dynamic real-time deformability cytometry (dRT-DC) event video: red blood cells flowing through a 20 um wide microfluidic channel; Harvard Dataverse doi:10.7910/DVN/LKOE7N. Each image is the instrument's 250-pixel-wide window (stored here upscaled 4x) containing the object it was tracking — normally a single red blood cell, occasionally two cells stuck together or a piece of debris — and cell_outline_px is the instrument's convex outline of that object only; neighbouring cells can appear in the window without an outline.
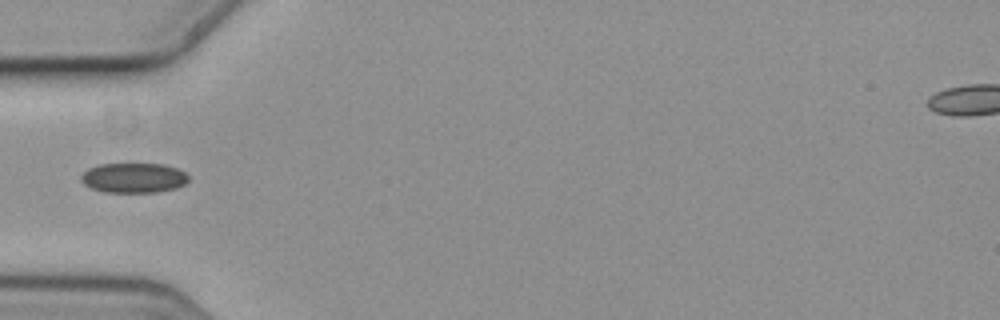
{"species": "common noctule bat (a hibernating species)", "species_latin": "Nyctalus noctula", "temperature_condition": "cold", "stored_images_in_passage": 1, "camera_frame_rate_fps": 3000, "um_per_image_px": 0.085, "animal": {"sex": "female", "body_mass_g": 19.3, "forearm_length_mm": 54.1}, "frame": {"image": 1, "passage_image": 1, "time_ms": 0.0, "image_size_px": [1000, 320], "cell_outline_px": [[188, 180], [184, 184], [176, 188], [156, 192], [104, 192], [92, 188], [84, 184], [80, 180], [80, 176], [88, 168], [100, 164], [164, 164], [176, 168], [184, 172], [188, 176]], "centroid_in_image_um": [11.34, 15.11], "position_along_channel_um": 73.7, "area_um2": 18.67}}